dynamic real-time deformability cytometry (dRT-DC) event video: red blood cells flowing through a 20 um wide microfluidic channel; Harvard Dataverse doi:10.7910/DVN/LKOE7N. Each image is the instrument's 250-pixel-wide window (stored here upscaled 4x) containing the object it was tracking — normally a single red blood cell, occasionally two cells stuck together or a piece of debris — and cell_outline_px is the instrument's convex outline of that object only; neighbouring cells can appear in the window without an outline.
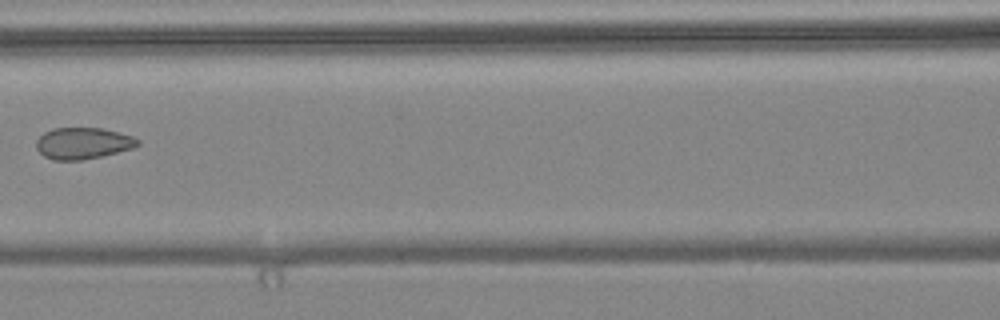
{"species": "common noctule bat (a hibernating species)", "species_latin": "Nyctalus noctula", "temperature_condition": "warm", "stored_images_in_passage": 8, "camera_frame_rate_fps": 3000, "um_per_image_px": 0.085, "animal": {"sex": "female", "body_mass_g": 24.6, "forearm_length_mm": 56.2}, "frame": {"image": 1, "passage_image": 7, "time_ms": 2.0, "image_size_px": [1000, 320], "cell_outline_px": [[140, 144], [132, 148], [100, 156], [80, 160], [52, 160], [44, 156], [36, 148], [36, 140], [44, 132], [52, 128], [104, 128], [132, 136], [140, 140]], "centroid_in_image_um": [7.03, 12.17], "position_along_channel_um": 159.6, "area_um2": 18.55}}
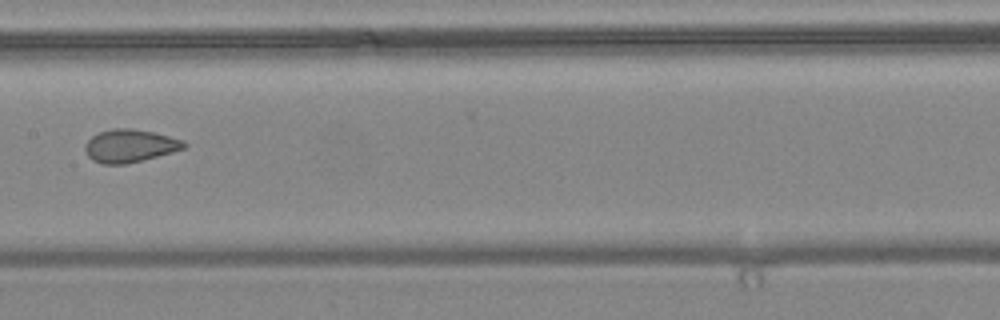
{"frame": {"image": 2, "passage_image": 8, "time_ms": 2.333, "image_size_px": [1000, 320], "cell_outline_px": [[188, 144], [184, 148], [172, 152], [124, 164], [104, 164], [92, 160], [88, 156], [84, 148], [84, 144], [92, 136], [100, 132], [112, 128], [128, 128], [152, 132], [184, 140]], "centroid_in_image_um": [11.01, 12.39], "position_along_channel_um": 196.4, "area_um2": 18.73}}